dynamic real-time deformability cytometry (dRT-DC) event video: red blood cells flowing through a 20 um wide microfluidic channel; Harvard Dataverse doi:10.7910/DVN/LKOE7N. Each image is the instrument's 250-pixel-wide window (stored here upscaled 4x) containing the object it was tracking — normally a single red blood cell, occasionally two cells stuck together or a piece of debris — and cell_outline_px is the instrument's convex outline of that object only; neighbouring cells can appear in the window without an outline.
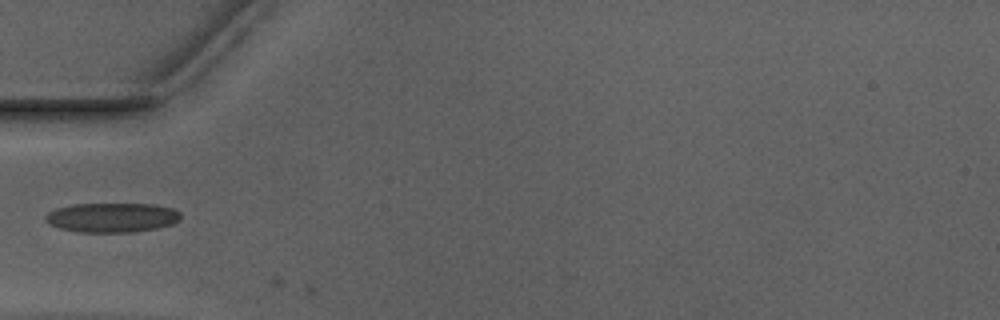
{"species": "Egyptian fruit bat (a non-hibernating species)", "species_latin": "Rousettus aegyptiacus", "temperature_condition": "warm", "stored_images_in_passage": 2, "camera_frame_rate_fps": 3000, "um_per_image_px": 0.085, "animal": {"sex": "male"}, "frame": {"image": 1, "passage_image": 1, "time_ms": 0.0, "image_size_px": [1000, 320], "cell_outline_px": [[180, 220], [172, 224], [156, 228], [132, 232], [80, 232], [60, 228], [44, 220], [44, 216], [48, 212], [56, 208], [72, 204], [152, 204], [172, 208], [180, 212]], "centroid_in_image_um": [9.51, 18.48], "position_along_channel_um": 75.5, "area_um2": 23.18}}